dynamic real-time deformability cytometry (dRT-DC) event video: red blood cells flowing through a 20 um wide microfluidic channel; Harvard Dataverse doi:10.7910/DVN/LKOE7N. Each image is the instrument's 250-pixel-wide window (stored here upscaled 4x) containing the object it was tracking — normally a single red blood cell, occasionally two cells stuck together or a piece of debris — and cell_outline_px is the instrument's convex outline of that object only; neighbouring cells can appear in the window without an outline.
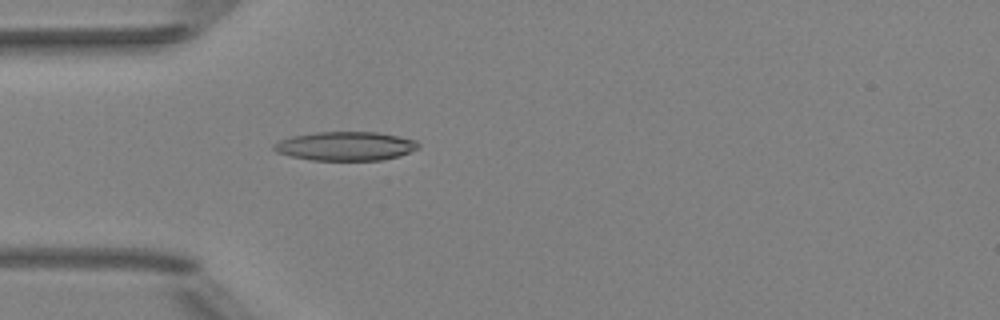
{"species": "Egyptian fruit bat (a non-hibernating species)", "species_latin": "Rousettus aegyptiacus", "temperature_condition": "room temperature", "stored_images_in_passage": 39, "camera_frame_rate_fps": 3000, "um_per_image_px": 0.085, "animal": {"sex": "female"}, "frame": {"image": 1, "passage_image": 3, "time_ms": 0.667, "image_size_px": [1000, 320], "cell_outline_px": [[420, 148], [400, 156], [380, 160], [312, 160], [292, 156], [276, 152], [272, 148], [272, 144], [280, 140], [292, 136], [316, 132], [376, 132], [416, 140], [420, 144]], "centroid_in_image_um": [29.38, 12.42], "position_along_channel_um": 55.6, "area_um2": 24.33}}
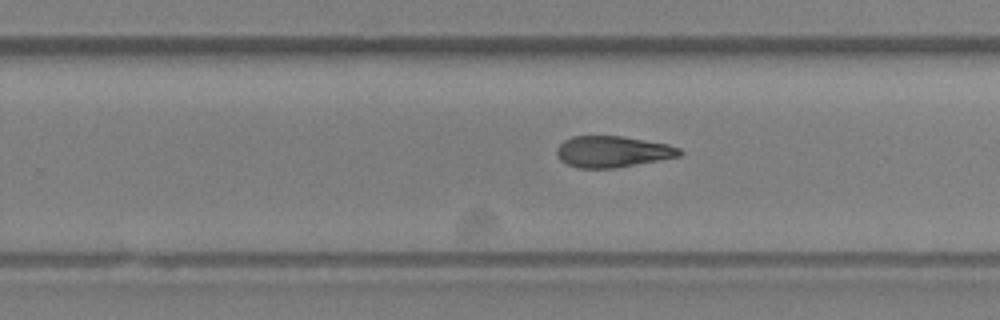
{"frame": {"image": 2, "passage_image": 20, "time_ms": 6.333, "image_size_px": [1000, 320], "cell_outline_px": [[684, 152], [680, 156], [612, 168], [580, 168], [568, 164], [560, 160], [556, 152], [556, 148], [564, 140], [572, 136], [620, 136], [668, 144], [680, 148]], "centroid_in_image_um": [52.05, 12.88], "position_along_channel_um": 277.7, "area_um2": 22.14}}
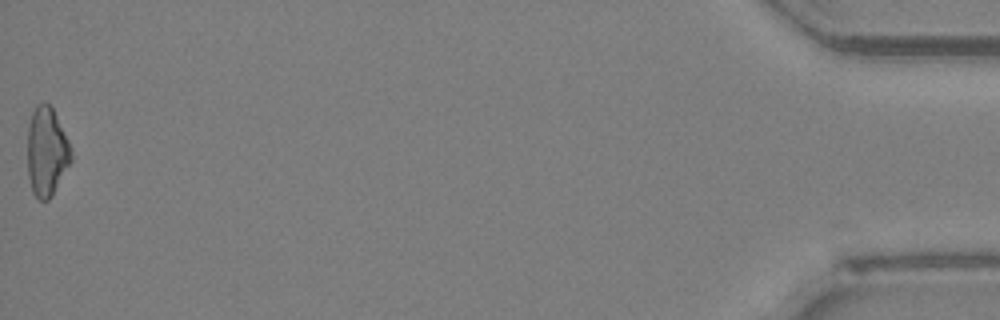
{"frame": {"image": 3, "passage_image": 39, "time_ms": 12.667, "image_size_px": [1000, 320], "cell_outline_px": [[72, 160], [52, 196], [48, 200], [40, 200], [32, 192], [28, 176], [28, 128], [32, 112], [36, 104], [44, 100], [52, 108], [72, 148]], "centroid_in_image_um": [3.97, 12.89], "position_along_channel_um": 431.2, "area_um2": 22.66}}